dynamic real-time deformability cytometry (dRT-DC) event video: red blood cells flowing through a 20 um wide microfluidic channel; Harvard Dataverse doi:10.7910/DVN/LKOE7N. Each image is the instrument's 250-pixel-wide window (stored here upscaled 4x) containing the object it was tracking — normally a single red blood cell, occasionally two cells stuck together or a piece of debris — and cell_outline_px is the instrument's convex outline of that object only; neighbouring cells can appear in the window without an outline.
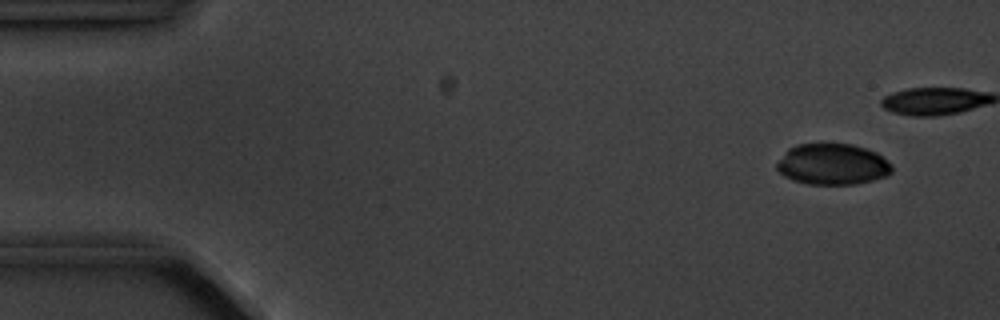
{"species": "common noctule bat (a hibernating species)", "species_latin": "Nyctalus noctula", "temperature_condition": "cold", "stored_images_in_passage": 5, "camera_frame_rate_fps": 3000, "um_per_image_px": 0.085, "animal": {"sex": "male", "body_mass_g": 20.1, "forearm_length_mm": 53.5}, "frame": {"image": 1, "passage_image": 1, "time_ms": 0.0, "image_size_px": [1000, 320], "cell_outline_px": [[892, 172], [884, 176], [872, 180], [856, 184], [808, 184], [792, 180], [784, 176], [776, 168], [776, 164], [788, 148], [796, 144], [852, 144], [876, 152], [892, 164]], "centroid_in_image_um": [70.75, 13.96], "position_along_channel_um": 14.3, "area_um2": 27.46}}